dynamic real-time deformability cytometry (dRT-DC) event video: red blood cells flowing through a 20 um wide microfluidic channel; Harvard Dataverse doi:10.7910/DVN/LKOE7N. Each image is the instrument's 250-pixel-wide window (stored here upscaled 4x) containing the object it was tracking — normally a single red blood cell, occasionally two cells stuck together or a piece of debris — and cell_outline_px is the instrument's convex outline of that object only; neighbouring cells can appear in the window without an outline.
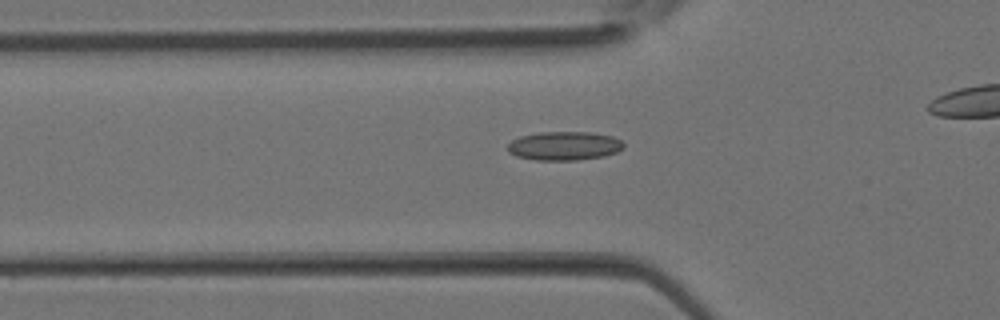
{"species": "Egyptian fruit bat (a non-hibernating species)", "species_latin": "Rousettus aegyptiacus", "temperature_condition": "room temperature", "stored_images_in_passage": 22, "camera_frame_rate_fps": 3000, "um_per_image_px": 0.085, "animal": {"sex": "female"}, "frame": {"image": 1, "passage_image": 4, "time_ms": 1.0, "image_size_px": [1000, 320], "cell_outline_px": [[624, 148], [616, 152], [604, 156], [576, 160], [536, 160], [516, 156], [508, 152], [508, 144], [512, 140], [520, 136], [540, 132], [592, 132], [612, 136], [620, 140], [624, 144]], "centroid_in_image_um": [47.96, 12.4], "position_along_channel_um": 77.8, "area_um2": 19.48}}
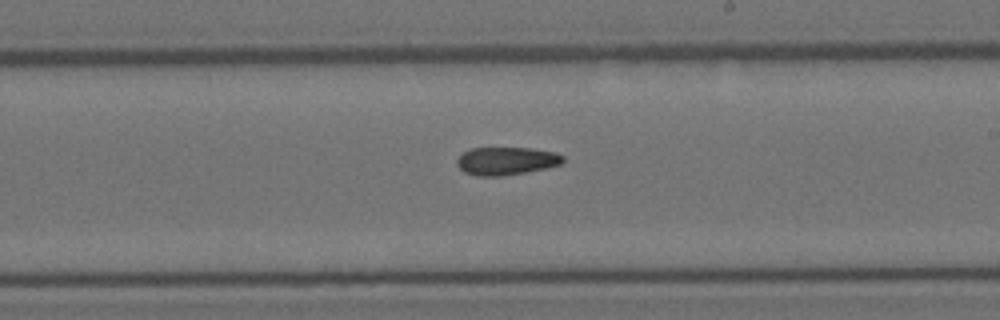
{"frame": {"image": 2, "passage_image": 13, "time_ms": 4.0, "image_size_px": [1000, 320], "cell_outline_px": [[564, 160], [560, 164], [544, 168], [524, 172], [500, 176], [476, 176], [464, 172], [456, 164], [456, 160], [464, 152], [472, 148], [532, 148], [556, 152], [564, 156]], "centroid_in_image_um": [43.03, 13.67], "position_along_channel_um": 246.0, "area_um2": 17.17}}
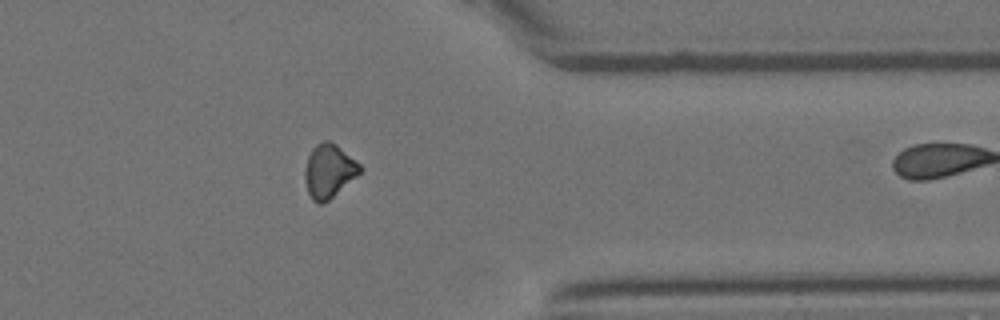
{"frame": {"image": 3, "passage_image": 21, "time_ms": 6.667, "image_size_px": [1000, 320], "cell_outline_px": [[364, 168], [356, 176], [324, 204], [320, 204], [312, 200], [308, 192], [304, 180], [304, 168], [308, 156], [312, 148], [316, 144], [324, 140], [328, 140], [336, 144], [360, 164]], "centroid_in_image_um": [27.93, 14.53], "position_along_channel_um": 383.5, "area_um2": 17.22}}